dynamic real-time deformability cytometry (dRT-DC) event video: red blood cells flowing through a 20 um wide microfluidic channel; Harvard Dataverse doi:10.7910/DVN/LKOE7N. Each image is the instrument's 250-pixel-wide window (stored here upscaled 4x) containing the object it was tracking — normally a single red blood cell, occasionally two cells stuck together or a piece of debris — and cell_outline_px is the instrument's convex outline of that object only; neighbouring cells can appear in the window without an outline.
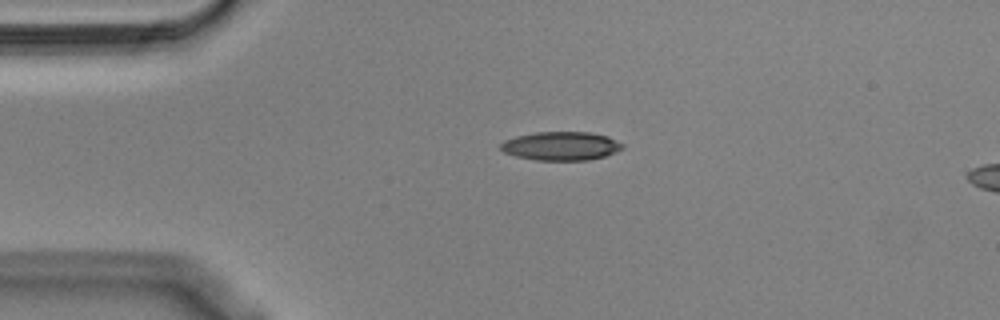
{"species": "Egyptian fruit bat (a non-hibernating species)", "species_latin": "Rousettus aegyptiacus", "temperature_condition": "cold", "stored_images_in_passage": 6, "camera_frame_rate_fps": 3000, "um_per_image_px": 0.085, "animal": {"sex": "male"}, "frame": {"image": 1, "passage_image": 1, "time_ms": 0.0, "image_size_px": [1000, 320], "cell_outline_px": [[624, 148], [616, 152], [604, 156], [588, 160], [536, 160], [516, 156], [504, 152], [500, 148], [500, 144], [504, 140], [516, 136], [536, 132], [588, 132], [608, 136], [624, 144]], "centroid_in_image_um": [47.7, 12.41], "position_along_channel_um": 37.3, "area_um2": 20.35}}